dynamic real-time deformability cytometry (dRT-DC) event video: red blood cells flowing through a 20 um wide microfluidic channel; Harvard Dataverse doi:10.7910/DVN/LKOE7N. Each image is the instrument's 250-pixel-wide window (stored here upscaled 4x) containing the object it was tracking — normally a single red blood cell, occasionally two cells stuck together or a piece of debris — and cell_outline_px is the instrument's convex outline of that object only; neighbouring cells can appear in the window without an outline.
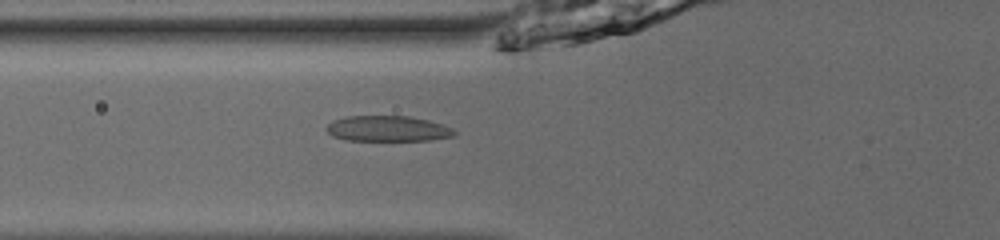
{"species": "common noctule bat (a hibernating species)", "species_latin": "Nyctalus noctula", "temperature_condition": "room temperature", "stored_images_in_passage": 40, "camera_frame_rate_fps": 3000, "um_per_image_px": 0.085, "animal": {"sex": "male", "body_mass_g": 13.0, "forearm_length_mm": 53.1}, "frame": {"image": 1, "passage_image": 9, "time_ms": 2.667, "image_size_px": [1000, 240], "cell_outline_px": [[456, 136], [428, 140], [344, 140], [332, 136], [324, 128], [332, 120], [348, 116], [408, 116], [428, 120], [444, 124], [452, 128], [456, 132]], "centroid_in_image_um": [32.95, 10.93], "position_along_channel_um": 92.8, "area_um2": 19.19}}
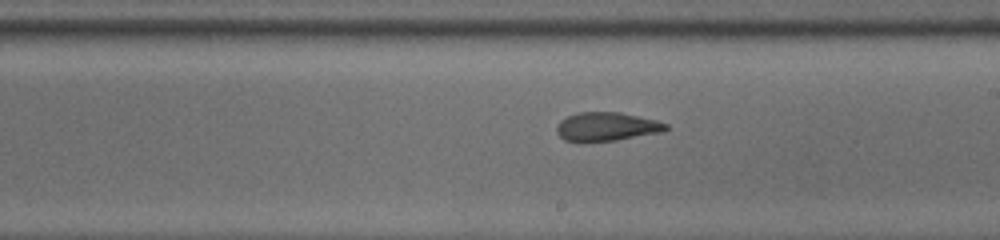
{"frame": {"image": 2, "passage_image": 20, "time_ms": 6.333, "image_size_px": [1000, 240], "cell_outline_px": [[668, 128], [664, 132], [616, 140], [580, 144], [564, 140], [556, 132], [556, 128], [560, 120], [576, 112], [620, 112], [656, 120], [668, 124]], "centroid_in_image_um": [51.53, 10.79], "position_along_channel_um": 237.5, "area_um2": 18.79}}
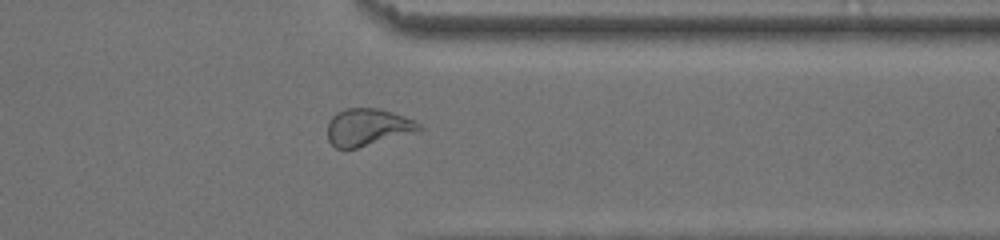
{"frame": {"image": 3, "passage_image": 31, "time_ms": 10.0, "image_size_px": [1000, 240], "cell_outline_px": [[424, 128], [416, 132], [356, 148], [336, 148], [328, 140], [328, 120], [336, 112], [348, 108], [380, 108], [392, 112], [412, 120], [420, 124]], "centroid_in_image_um": [31.23, 10.8], "position_along_channel_um": 380.2, "area_um2": 19.71}, "authors_computed_cell_mechanics": {"area_um2": 19.6231, "velocity_mm_per_s": 3.9122, "shape_relaxation_time_tau1_ms": 6.3112, "shape_relaxation_time_tau2_ms": 1.2923, "deformation_change_tau1": 0.1776, "deformation_change_tau2": 0.0642}}